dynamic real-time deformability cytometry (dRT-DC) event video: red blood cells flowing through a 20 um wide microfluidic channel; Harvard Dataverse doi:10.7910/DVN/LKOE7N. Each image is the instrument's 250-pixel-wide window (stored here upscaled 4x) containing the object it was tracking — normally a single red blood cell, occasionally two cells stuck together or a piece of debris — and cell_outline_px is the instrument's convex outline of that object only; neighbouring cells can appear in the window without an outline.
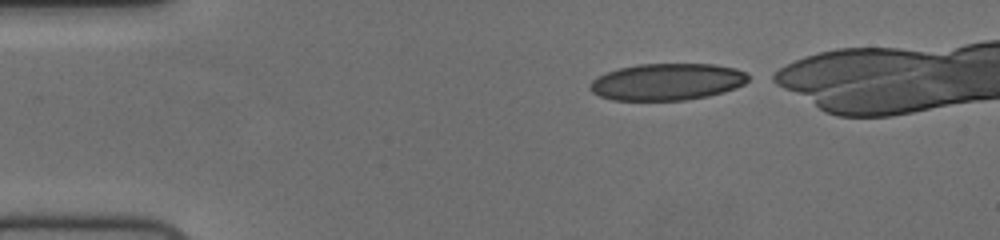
{"species": "human", "species_latin": "Homo sapiens", "temperature_condition": "cold", "stored_images_in_passage": 42, "camera_frame_rate_fps": 3000, "um_per_image_px": 0.085, "donor": {"sex": "female"}, "frame": {"image": 1, "passage_image": 1, "time_ms": 0.0, "image_size_px": [1000, 240], "cell_outline_px": [[748, 80], [744, 84], [736, 88], [724, 92], [708, 96], [684, 100], [612, 100], [600, 96], [592, 92], [588, 88], [588, 84], [596, 76], [620, 68], [640, 64], [716, 64], [736, 68], [744, 72], [748, 76]], "centroid_in_image_um": [56.69, 6.95], "position_along_channel_um": 28.3, "area_um2": 34.04}}
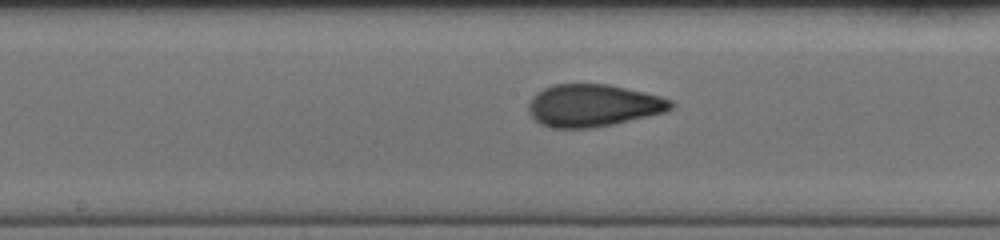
{"frame": {"image": 2, "passage_image": 20, "time_ms": 6.333, "image_size_px": [1000, 240], "cell_outline_px": [[676, 104], [672, 108], [664, 112], [612, 124], [592, 128], [548, 128], [540, 124], [528, 112], [528, 104], [532, 96], [536, 92], [552, 84], [608, 84], [644, 92], [660, 96], [672, 100]], "centroid_in_image_um": [50.38, 8.96], "position_along_channel_um": 197.8, "area_um2": 35.2}}
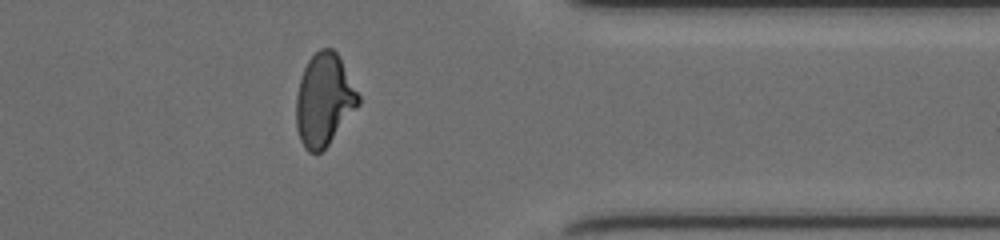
{"frame": {"image": 3, "passage_image": 36, "time_ms": 11.667, "image_size_px": [1000, 240], "cell_outline_px": [[360, 104], [328, 144], [320, 152], [308, 152], [304, 148], [300, 140], [296, 128], [296, 96], [300, 76], [308, 60], [320, 48], [332, 48], [336, 52], [360, 96]], "centroid_in_image_um": [27.52, 8.49], "position_along_channel_um": 383.9, "area_um2": 33.23}, "authors_computed_cell_mechanics": {"area_um2": 34.8245, "velocity_mm_per_s": 3.7285, "shape_relaxation_time_tau1_ms": 8.5584, "shape_relaxation_time_tau2_ms": 1.2703, "deformation_change_tau1": 0.2482, "deformation_change_tau2": 0.068}}